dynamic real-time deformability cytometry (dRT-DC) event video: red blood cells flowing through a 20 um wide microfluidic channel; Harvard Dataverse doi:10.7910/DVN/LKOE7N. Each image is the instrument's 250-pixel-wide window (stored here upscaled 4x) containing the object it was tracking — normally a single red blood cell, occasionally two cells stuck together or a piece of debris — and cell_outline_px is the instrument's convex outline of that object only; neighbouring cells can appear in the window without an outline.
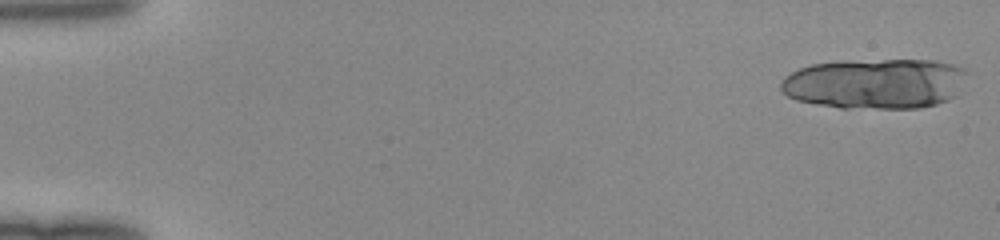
{"species": "human", "species_latin": "Homo sapiens", "temperature_condition": "room temperature", "stored_images_in_passage": 18, "camera_frame_rate_fps": 3000, "um_per_image_px": 0.085, "donor": {"sex": "female"}, "frame": {"image": 1, "passage_image": 1, "time_ms": 0.0, "image_size_px": [1000, 240], "cell_outline_px": [[968, 72], [956, 96], [948, 100], [936, 104], [920, 108], [840, 108], [816, 104], [796, 100], [788, 96], [780, 88], [780, 80], [784, 76], [800, 68], [812, 64], [848, 60], [932, 60], [956, 64], [964, 68]], "centroid_in_image_um": [74.4, 7.1], "position_along_channel_um": 10.6, "area_um2": 55.14}}